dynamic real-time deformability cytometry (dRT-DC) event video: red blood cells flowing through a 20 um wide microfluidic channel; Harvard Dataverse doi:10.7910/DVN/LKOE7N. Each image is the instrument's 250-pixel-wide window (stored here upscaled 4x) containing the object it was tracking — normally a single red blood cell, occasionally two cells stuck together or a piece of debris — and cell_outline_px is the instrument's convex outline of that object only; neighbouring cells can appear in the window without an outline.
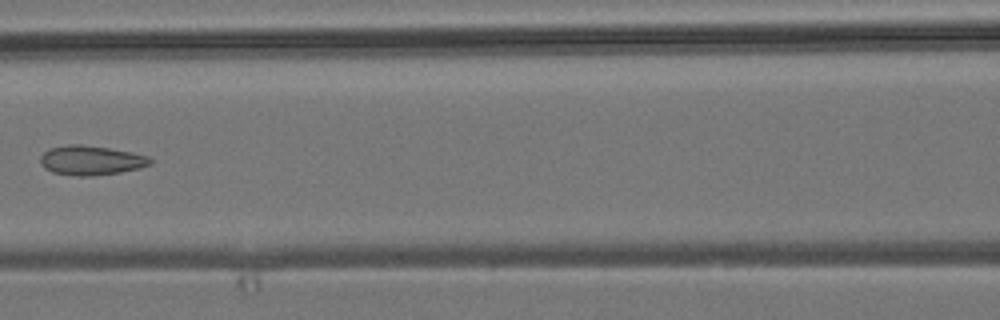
{"species": "common noctule bat (a hibernating species)", "species_latin": "Nyctalus noctula", "temperature_condition": "room temperature", "stored_images_in_passage": 6, "camera_frame_rate_fps": 3000, "um_per_image_px": 0.085, "animal": {"sex": "male", "body_mass_g": 19.2, "forearm_length_mm": 51.8}, "frame": {"image": 1, "passage_image": 6, "time_ms": 5.667, "image_size_px": [1000, 320], "cell_outline_px": [[152, 164], [140, 168], [120, 172], [92, 176], [80, 176], [52, 172], [44, 168], [40, 160], [40, 156], [48, 148], [68, 144], [84, 144], [132, 152], [148, 156], [152, 160]], "centroid_in_image_um": [7.73, 13.62], "position_along_channel_um": 158.9, "area_um2": 18.96}}